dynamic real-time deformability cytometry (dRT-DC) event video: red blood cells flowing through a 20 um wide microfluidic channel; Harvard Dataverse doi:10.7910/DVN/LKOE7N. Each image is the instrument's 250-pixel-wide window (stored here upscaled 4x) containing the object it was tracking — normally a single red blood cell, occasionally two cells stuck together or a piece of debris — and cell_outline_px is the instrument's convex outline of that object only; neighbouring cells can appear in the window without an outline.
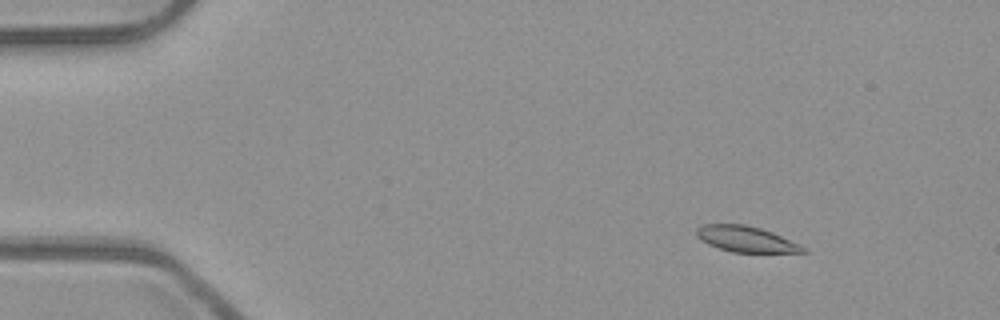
{"species": "common noctule bat (a hibernating species)", "species_latin": "Nyctalus noctula", "temperature_condition": "room temperature", "stored_images_in_passage": 5, "camera_frame_rate_fps": 3000, "um_per_image_px": 0.085, "animal": {"sex": "male", "body_mass_g": 23.1, "forearm_length_mm": 52.7}, "frame": {"image": 1, "passage_image": 2, "time_ms": 0.333, "image_size_px": [1000, 320], "cell_outline_px": [[808, 252], [732, 252], [708, 244], [700, 240], [696, 236], [696, 228], [704, 224], [744, 224], [760, 228], [772, 232], [800, 244], [808, 248]], "centroid_in_image_um": [63.41, 20.32], "position_along_channel_um": 21.6, "area_um2": 16.01}}